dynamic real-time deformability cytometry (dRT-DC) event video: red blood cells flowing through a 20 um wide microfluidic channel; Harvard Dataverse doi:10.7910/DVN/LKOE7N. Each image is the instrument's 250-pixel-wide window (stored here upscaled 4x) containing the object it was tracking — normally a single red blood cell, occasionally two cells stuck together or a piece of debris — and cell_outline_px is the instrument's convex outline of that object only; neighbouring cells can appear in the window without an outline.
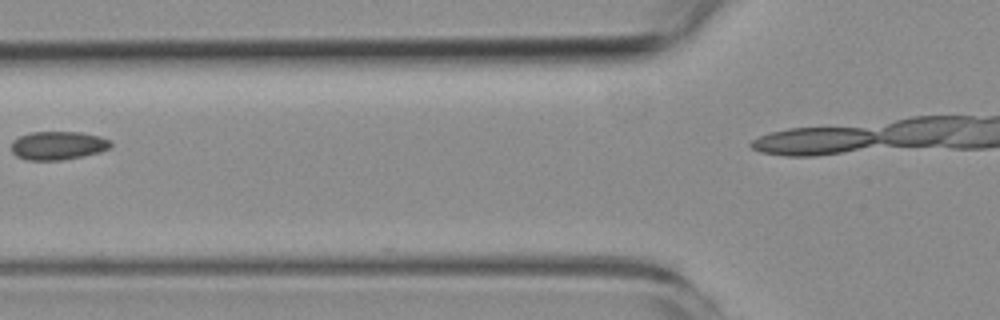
{"species": "common noctule bat (a hibernating species)", "species_latin": "Nyctalus noctula", "temperature_condition": "room temperature", "stored_images_in_passage": 3, "camera_frame_rate_fps": 3000, "um_per_image_px": 0.085, "animal": {"sex": "female", "body_mass_g": 19.3, "forearm_length_mm": 54.1}, "frame": {"image": 1, "passage_image": 2, "time_ms": 1.667, "image_size_px": [1000, 320], "cell_outline_px": [[112, 144], [108, 148], [100, 152], [60, 160], [28, 160], [16, 156], [12, 152], [12, 140], [28, 132], [80, 132], [100, 136], [112, 140]], "centroid_in_image_um": [4.92, 12.36], "position_along_channel_um": 120.9, "area_um2": 16.47}}